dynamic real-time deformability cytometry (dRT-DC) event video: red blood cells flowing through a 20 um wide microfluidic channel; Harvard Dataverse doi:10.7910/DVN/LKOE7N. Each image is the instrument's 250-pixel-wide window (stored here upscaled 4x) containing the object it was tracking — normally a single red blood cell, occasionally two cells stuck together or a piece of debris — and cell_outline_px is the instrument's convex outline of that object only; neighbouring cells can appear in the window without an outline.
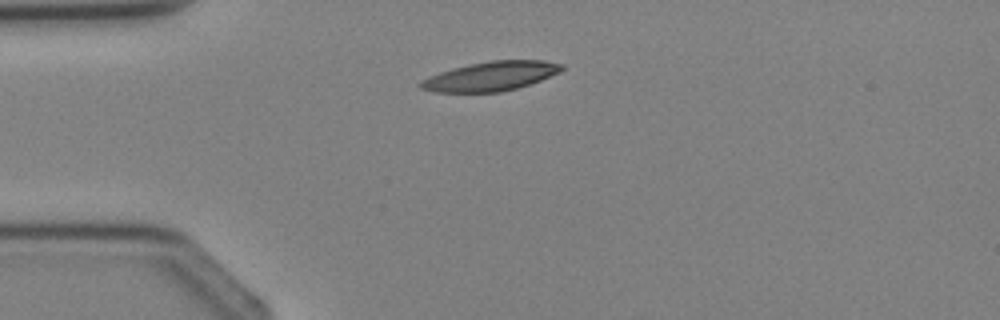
{"species": "Egyptian fruit bat (a non-hibernating species)", "species_latin": "Rousettus aegyptiacus", "temperature_condition": "cold", "stored_images_in_passage": 2, "camera_frame_rate_fps": 3000, "um_per_image_px": 0.085, "animal": {"sex": "female"}, "frame": {"image": 1, "passage_image": 2, "time_ms": 2.0, "image_size_px": [1000, 320], "cell_outline_px": [[564, 68], [560, 72], [540, 80], [516, 88], [500, 92], [436, 92], [420, 88], [416, 84], [420, 80], [428, 76], [452, 68], [468, 64], [492, 60], [544, 60], [564, 64]], "centroid_in_image_um": [41.68, 6.47], "position_along_channel_um": 43.3, "area_um2": 24.16}}